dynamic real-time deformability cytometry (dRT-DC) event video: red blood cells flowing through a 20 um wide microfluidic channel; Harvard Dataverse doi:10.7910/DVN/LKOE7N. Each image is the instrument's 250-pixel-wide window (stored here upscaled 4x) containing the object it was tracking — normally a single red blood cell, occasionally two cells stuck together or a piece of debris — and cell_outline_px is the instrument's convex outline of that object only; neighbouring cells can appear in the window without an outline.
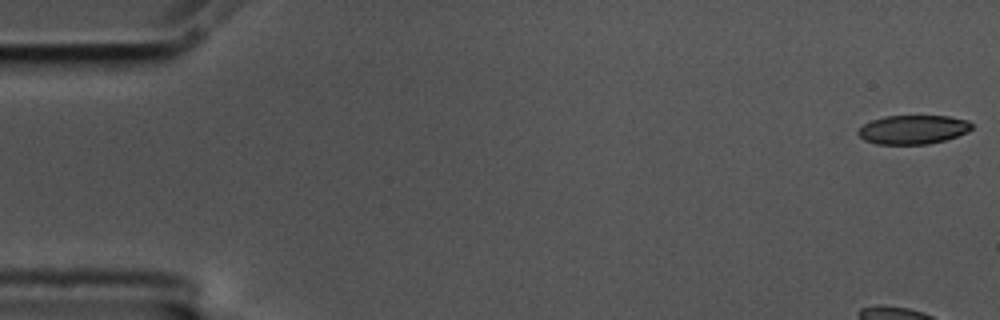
{"species": "common noctule bat (a hibernating species)", "species_latin": "Nyctalus noctula", "temperature_condition": "cold", "stored_images_in_passage": 59, "camera_frame_rate_fps": 3000, "um_per_image_px": 0.085, "animal": {"sex": "male", "body_mass_g": 17.5, "forearm_length_mm": 52.3}, "frame": {"image": 1, "passage_image": 1, "time_ms": 0.0, "image_size_px": [1000, 320], "cell_outline_px": [[972, 128], [968, 132], [944, 140], [928, 144], [876, 144], [864, 140], [856, 132], [864, 124], [872, 120], [884, 116], [948, 116], [968, 120], [972, 124]], "centroid_in_image_um": [77.6, 11.01], "position_along_channel_um": 7.4, "area_um2": 19.13}}
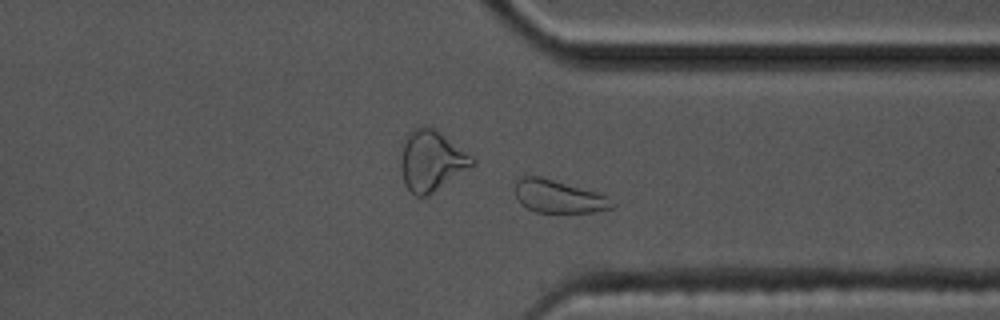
{"frame": {"image": 2, "passage_image": 45, "time_ms": 14.667, "image_size_px": [1000, 320], "cell_outline_px": [[616, 204], [612, 208], [596, 212], [536, 212], [520, 204], [516, 196], [516, 180], [520, 176], [540, 176], [596, 192], [608, 196], [616, 200]], "centroid_in_image_um": [47.51, 16.7], "position_along_channel_um": 363.9, "area_um2": 18.67}}
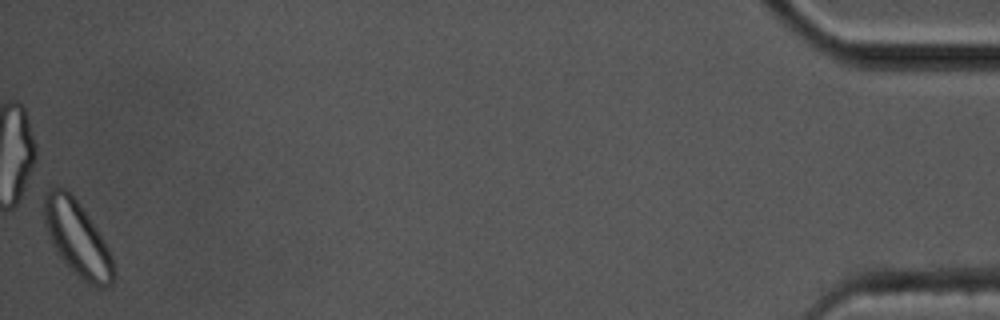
{"frame": {"image": 3, "passage_image": 59, "time_ms": 19.333, "image_size_px": [1000, 320], "cell_outline_px": [[116, 272], [112, 284], [104, 288], [92, 284], [84, 280], [56, 252], [52, 244], [44, 220], [44, 188], [52, 184], [56, 184], [64, 188], [76, 200], [88, 216], [104, 240], [112, 256]], "centroid_in_image_um": [6.56, 20.2], "position_along_channel_um": 428.6, "area_um2": 30.06}}